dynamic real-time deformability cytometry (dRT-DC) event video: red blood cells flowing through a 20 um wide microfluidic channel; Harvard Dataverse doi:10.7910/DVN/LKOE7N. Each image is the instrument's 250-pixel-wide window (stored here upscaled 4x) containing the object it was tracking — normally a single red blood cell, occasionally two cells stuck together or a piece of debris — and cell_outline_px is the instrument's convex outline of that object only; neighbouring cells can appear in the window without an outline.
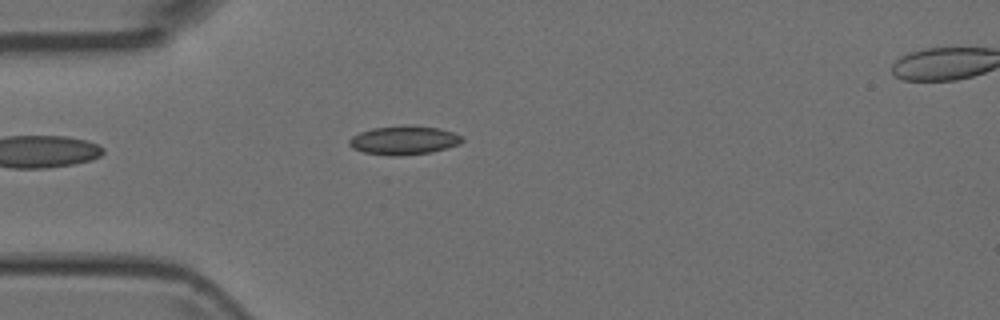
{"species": "Egyptian fruit bat (a non-hibernating species)", "species_latin": "Rousettus aegyptiacus", "temperature_condition": "room temperature", "stored_images_in_passage": 3, "camera_frame_rate_fps": 3000, "um_per_image_px": 0.085, "animal": {"sex": "female"}, "frame": {"image": 1, "passage_image": 1, "time_ms": 0.0, "image_size_px": [1000, 320], "cell_outline_px": [[464, 140], [460, 144], [432, 152], [392, 156], [364, 152], [352, 148], [348, 144], [348, 140], [352, 136], [360, 132], [372, 128], [440, 128], [452, 132], [460, 136]], "centroid_in_image_um": [34.3, 11.97], "position_along_channel_um": 50.7, "area_um2": 18.03}}
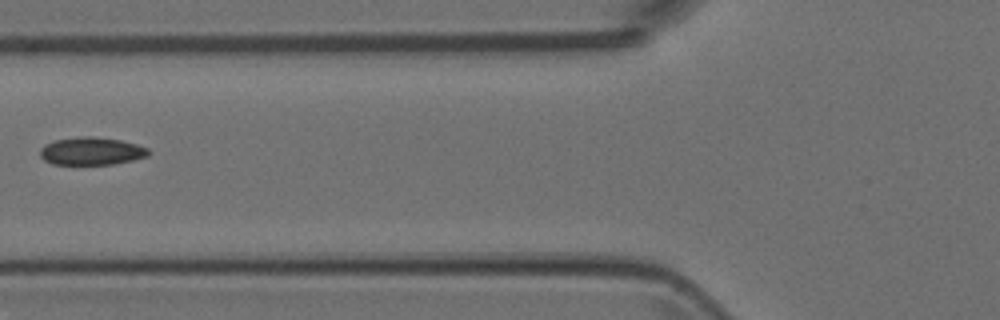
{"frame": {"image": 2, "passage_image": 3, "time_ms": 0.667, "image_size_px": [1000, 320], "cell_outline_px": [[152, 152], [148, 156], [132, 160], [112, 164], [52, 164], [44, 160], [40, 156], [40, 148], [44, 144], [56, 140], [84, 136], [92, 136], [120, 140], [136, 144], [148, 148]], "centroid_in_image_um": [7.78, 12.84], "position_along_channel_um": 118.0, "area_um2": 17.51}}